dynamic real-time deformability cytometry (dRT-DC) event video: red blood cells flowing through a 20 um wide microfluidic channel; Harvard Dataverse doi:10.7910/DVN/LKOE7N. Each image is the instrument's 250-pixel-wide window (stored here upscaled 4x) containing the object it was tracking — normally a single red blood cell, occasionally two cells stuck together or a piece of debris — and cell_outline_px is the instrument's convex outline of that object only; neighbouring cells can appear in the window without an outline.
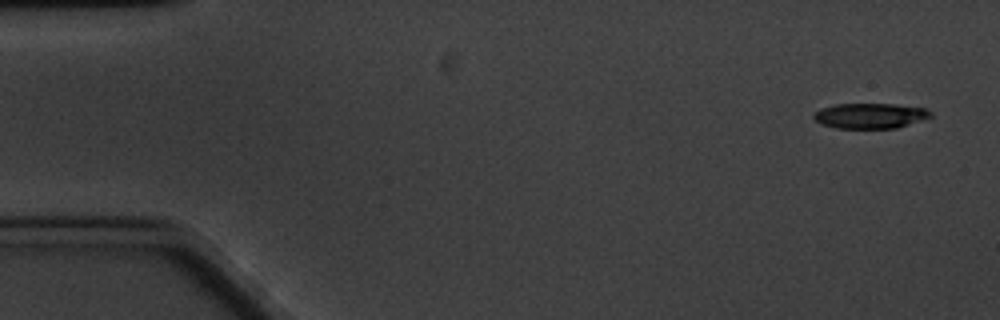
{"species": "common noctule bat (a hibernating species)", "species_latin": "Nyctalus noctula", "temperature_condition": "cold", "stored_images_in_passage": 59, "camera_frame_rate_fps": 3000, "um_per_image_px": 0.085, "animal": {"sex": "male", "body_mass_g": 20.1, "forearm_length_mm": 53.5}, "frame": {"image": 1, "passage_image": 1, "time_ms": 0.0, "image_size_px": [1000, 320], "cell_outline_px": [[932, 116], [896, 128], [836, 128], [824, 124], [816, 120], [812, 116], [820, 108], [836, 104], [892, 104], [924, 108], [932, 112]], "centroid_in_image_um": [73.95, 9.83], "position_along_channel_um": 11.1, "area_um2": 16.94}}
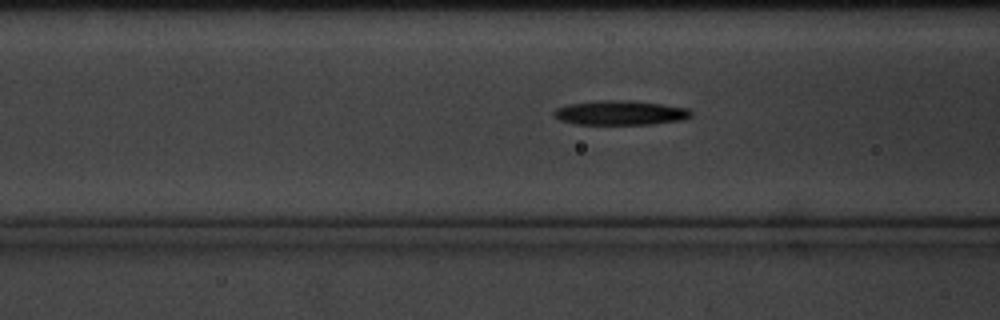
{"frame": {"image": 2, "passage_image": 21, "time_ms": 6.667, "image_size_px": [1000, 320], "cell_outline_px": [[692, 116], [680, 120], [652, 124], [576, 124], [560, 120], [552, 116], [552, 112], [556, 108], [568, 104], [600, 100], [628, 100], [660, 104], [688, 108], [692, 112]], "centroid_in_image_um": [52.68, 9.58], "position_along_channel_um": 113.9, "area_um2": 19.54}}
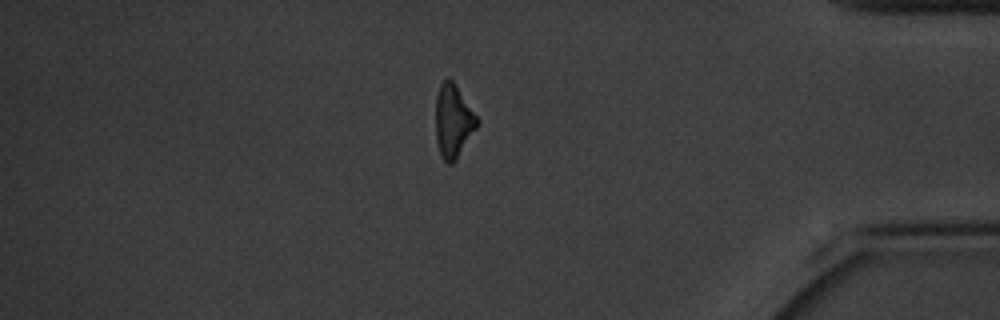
{"frame": {"image": 3, "passage_image": 50, "time_ms": 16.333, "image_size_px": [1000, 320], "cell_outline_px": [[480, 120], [476, 128], [456, 160], [452, 164], [448, 164], [440, 156], [436, 140], [436, 96], [440, 84], [448, 76], [456, 84]], "centroid_in_image_um": [38.52, 10.28], "position_along_channel_um": 396.7, "area_um2": 17.8}, "authors_computed_cell_mechanics": {"area_um2": 18.496, "velocity_mm_per_s": 3.2642, "shape_relaxation_time_tau1_ms": 3.5212, "shape_relaxation_time_tau2_ms": 6.9957, "deformation_change_tau1": 0.1142, "deformation_change_tau2": 0.1791}}